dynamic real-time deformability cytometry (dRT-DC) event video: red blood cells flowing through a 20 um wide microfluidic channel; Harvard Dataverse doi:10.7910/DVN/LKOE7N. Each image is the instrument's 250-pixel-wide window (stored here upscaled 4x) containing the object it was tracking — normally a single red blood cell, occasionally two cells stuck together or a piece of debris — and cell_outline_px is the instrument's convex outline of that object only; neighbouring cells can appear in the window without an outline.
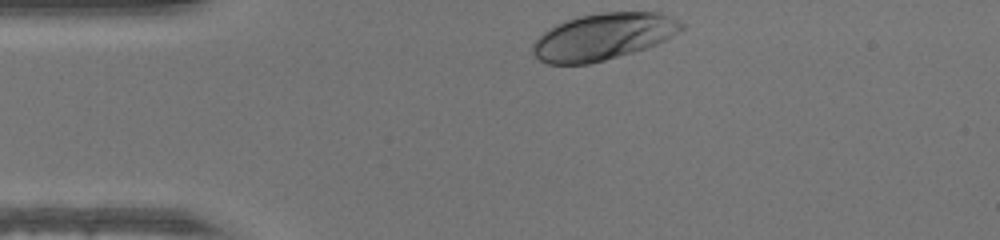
{"species": "human", "species_latin": "Homo sapiens", "temperature_condition": "warm", "stored_images_in_passage": 30, "camera_frame_rate_fps": 3000, "um_per_image_px": 0.085, "donor": {"sex": "male"}, "frame": {"image": 1, "passage_image": 1, "time_ms": 0.0, "image_size_px": [1000, 240], "cell_outline_px": [[684, 28], [672, 36], [656, 44], [632, 52], [604, 60], [588, 64], [548, 64], [540, 60], [532, 52], [532, 44], [548, 28], [564, 20], [580, 16], [604, 12], [660, 12], [672, 16], [680, 20], [684, 24]], "centroid_in_image_um": [51.28, 3.1], "position_along_channel_um": 33.7, "area_um2": 40.34}}
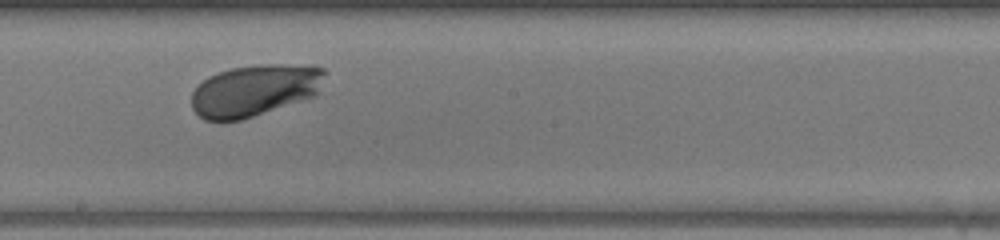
{"frame": {"image": 2, "passage_image": 18, "time_ms": 5.667, "image_size_px": [1000, 240], "cell_outline_px": [[328, 72], [316, 96], [240, 120], [204, 120], [192, 108], [192, 92], [208, 76], [216, 72], [232, 68], [260, 64], [312, 64], [324, 68]], "centroid_in_image_um": [21.71, 7.65], "position_along_channel_um": 226.5, "area_um2": 40.46}}
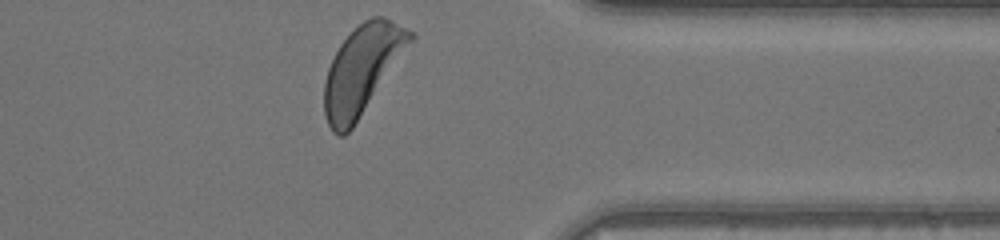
{"frame": {"image": 3, "passage_image": 30, "time_ms": 9.667, "image_size_px": [1000, 240], "cell_outline_px": [[416, 36], [352, 128], [344, 136], [340, 136], [332, 132], [328, 124], [324, 112], [324, 80], [328, 68], [340, 44], [364, 20], [372, 16], [384, 16], [416, 32]], "centroid_in_image_um": [30.79, 5.91], "position_along_channel_um": 380.6, "area_um2": 43.81}}